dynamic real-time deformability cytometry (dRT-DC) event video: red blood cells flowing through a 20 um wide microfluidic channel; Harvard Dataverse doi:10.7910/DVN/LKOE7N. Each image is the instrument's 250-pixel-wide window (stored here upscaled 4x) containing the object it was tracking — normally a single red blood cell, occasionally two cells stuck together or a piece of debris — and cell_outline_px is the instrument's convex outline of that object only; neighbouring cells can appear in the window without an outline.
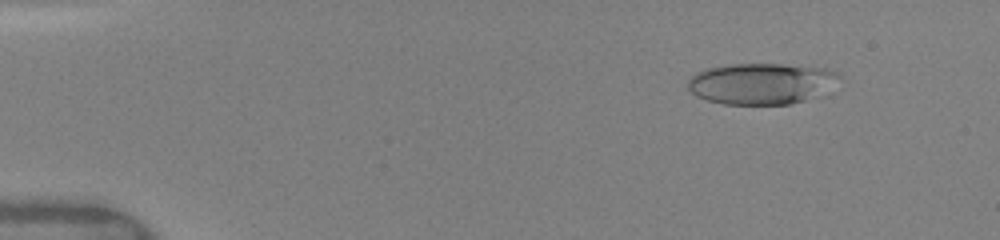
{"species": "human", "species_latin": "Homo sapiens", "temperature_condition": "warm", "stored_images_in_passage": 56, "camera_frame_rate_fps": 3000, "um_per_image_px": 0.085, "donor": {"sex": "female"}, "frame": {"image": 1, "passage_image": 6, "time_ms": 1.667, "image_size_px": [1000, 240], "cell_outline_px": [[840, 76], [832, 96], [788, 104], [724, 104], [708, 100], [696, 96], [688, 88], [688, 80], [696, 72], [704, 68], [732, 64], [780, 64], [824, 68], [836, 72]], "centroid_in_image_um": [64.85, 7.12], "position_along_channel_um": 20.2, "area_um2": 37.28}}
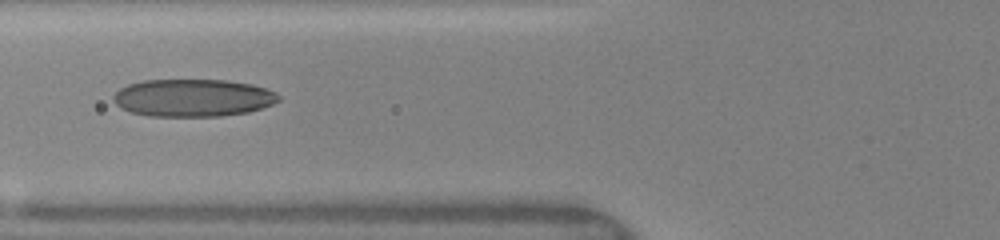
{"frame": {"image": 2, "passage_image": 22, "time_ms": 6.333, "image_size_px": [1000, 240], "cell_outline_px": [[280, 100], [272, 104], [248, 112], [220, 116], [148, 116], [132, 112], [120, 108], [112, 100], [112, 96], [120, 88], [128, 84], [144, 80], [228, 80], [252, 84], [276, 92], [280, 96]], "centroid_in_image_um": [16.38, 8.31], "position_along_channel_um": 109.4, "area_um2": 36.24}}
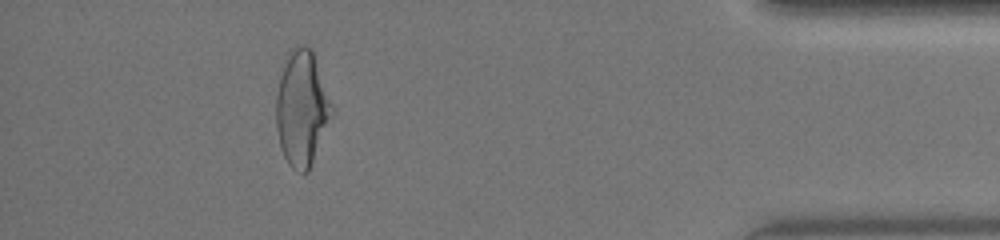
{"frame": {"image": 3, "passage_image": 51, "time_ms": 14.667, "image_size_px": [1000, 240], "cell_outline_px": [[332, 112], [308, 172], [300, 172], [292, 168], [288, 164], [280, 148], [276, 128], [276, 92], [280, 76], [288, 52], [292, 48], [300, 44], [304, 44], [312, 48], [332, 108]], "centroid_in_image_um": [25.61, 9.19], "position_along_channel_um": 409.6, "area_um2": 36.76}, "authors_computed_cell_mechanics": {"area_um2": 36.0961, "velocity_mm_per_s": 4.1291, "shape_relaxation_time_tau1_ms": 6.1399, "shape_relaxation_time_tau2_ms": 1.3269, "deformation_change_tau1": 0.2112, "deformation_change_tau2": 0.0951}}